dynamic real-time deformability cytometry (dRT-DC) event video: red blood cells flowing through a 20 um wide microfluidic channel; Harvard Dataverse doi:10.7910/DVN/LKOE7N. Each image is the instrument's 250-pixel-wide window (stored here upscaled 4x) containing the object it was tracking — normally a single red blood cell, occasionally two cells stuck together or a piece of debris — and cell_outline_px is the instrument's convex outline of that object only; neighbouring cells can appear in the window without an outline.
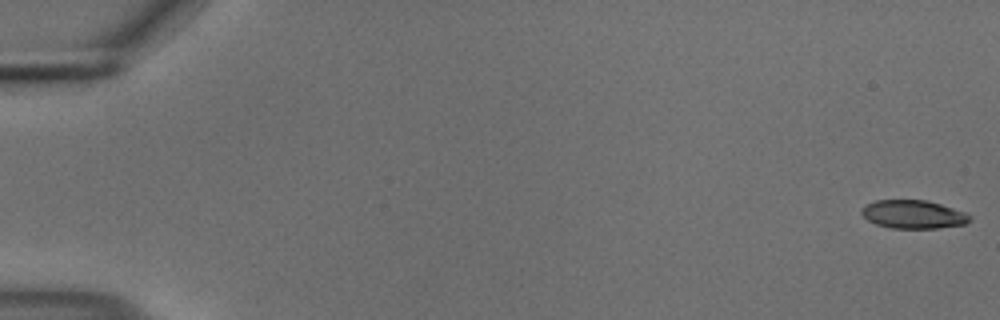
{"species": "common noctule bat (a hibernating species)", "species_latin": "Nyctalus noctula", "temperature_condition": "cold", "stored_images_in_passage": 9, "camera_frame_rate_fps": 3000, "um_per_image_px": 0.085, "animal": {"sex": "male", "body_mass_g": 18.8}, "frame": {"image": 1, "passage_image": 1, "time_ms": 0.0, "image_size_px": [1000, 320], "cell_outline_px": [[972, 220], [968, 224], [936, 228], [892, 228], [876, 224], [868, 220], [860, 212], [860, 208], [876, 200], [928, 200], [964, 212], [972, 216]], "centroid_in_image_um": [77.65, 18.22], "position_along_channel_um": 7.3, "area_um2": 17.92}}